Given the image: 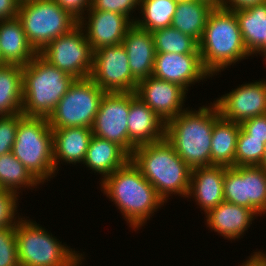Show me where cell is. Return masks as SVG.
<instances>
[{"label": "cell", "mask_w": 266, "mask_h": 266, "mask_svg": "<svg viewBox=\"0 0 266 266\" xmlns=\"http://www.w3.org/2000/svg\"><path fill=\"white\" fill-rule=\"evenodd\" d=\"M199 52L203 67L211 76L251 56L233 10L223 7L211 10L199 42Z\"/></svg>", "instance_id": "obj_4"}, {"label": "cell", "mask_w": 266, "mask_h": 266, "mask_svg": "<svg viewBox=\"0 0 266 266\" xmlns=\"http://www.w3.org/2000/svg\"><path fill=\"white\" fill-rule=\"evenodd\" d=\"M130 160L165 202L172 194L187 197L192 169L165 138L136 147Z\"/></svg>", "instance_id": "obj_3"}, {"label": "cell", "mask_w": 266, "mask_h": 266, "mask_svg": "<svg viewBox=\"0 0 266 266\" xmlns=\"http://www.w3.org/2000/svg\"><path fill=\"white\" fill-rule=\"evenodd\" d=\"M224 173L225 166L221 165L196 167L191 170L187 198L194 197L205 214L224 201Z\"/></svg>", "instance_id": "obj_19"}, {"label": "cell", "mask_w": 266, "mask_h": 266, "mask_svg": "<svg viewBox=\"0 0 266 266\" xmlns=\"http://www.w3.org/2000/svg\"><path fill=\"white\" fill-rule=\"evenodd\" d=\"M104 94L90 77L75 79L48 117L49 126L92 128Z\"/></svg>", "instance_id": "obj_9"}, {"label": "cell", "mask_w": 266, "mask_h": 266, "mask_svg": "<svg viewBox=\"0 0 266 266\" xmlns=\"http://www.w3.org/2000/svg\"><path fill=\"white\" fill-rule=\"evenodd\" d=\"M210 4L212 7H221L222 0H199Z\"/></svg>", "instance_id": "obj_42"}, {"label": "cell", "mask_w": 266, "mask_h": 266, "mask_svg": "<svg viewBox=\"0 0 266 266\" xmlns=\"http://www.w3.org/2000/svg\"><path fill=\"white\" fill-rule=\"evenodd\" d=\"M240 124L219 116L214 121L211 139V165L235 166V151Z\"/></svg>", "instance_id": "obj_25"}, {"label": "cell", "mask_w": 266, "mask_h": 266, "mask_svg": "<svg viewBox=\"0 0 266 266\" xmlns=\"http://www.w3.org/2000/svg\"><path fill=\"white\" fill-rule=\"evenodd\" d=\"M75 79L37 54L22 66V114L48 119Z\"/></svg>", "instance_id": "obj_5"}, {"label": "cell", "mask_w": 266, "mask_h": 266, "mask_svg": "<svg viewBox=\"0 0 266 266\" xmlns=\"http://www.w3.org/2000/svg\"><path fill=\"white\" fill-rule=\"evenodd\" d=\"M18 197L19 195L13 191L0 189V229L15 228L21 220L19 215L16 216Z\"/></svg>", "instance_id": "obj_33"}, {"label": "cell", "mask_w": 266, "mask_h": 266, "mask_svg": "<svg viewBox=\"0 0 266 266\" xmlns=\"http://www.w3.org/2000/svg\"><path fill=\"white\" fill-rule=\"evenodd\" d=\"M215 105L224 119L241 124L252 117L266 114V80L239 85L219 97Z\"/></svg>", "instance_id": "obj_14"}, {"label": "cell", "mask_w": 266, "mask_h": 266, "mask_svg": "<svg viewBox=\"0 0 266 266\" xmlns=\"http://www.w3.org/2000/svg\"><path fill=\"white\" fill-rule=\"evenodd\" d=\"M258 53L259 55L261 54L265 58L264 60L266 61V44Z\"/></svg>", "instance_id": "obj_44"}, {"label": "cell", "mask_w": 266, "mask_h": 266, "mask_svg": "<svg viewBox=\"0 0 266 266\" xmlns=\"http://www.w3.org/2000/svg\"><path fill=\"white\" fill-rule=\"evenodd\" d=\"M128 138L135 146L155 143L165 138L166 123L135 92H130Z\"/></svg>", "instance_id": "obj_18"}, {"label": "cell", "mask_w": 266, "mask_h": 266, "mask_svg": "<svg viewBox=\"0 0 266 266\" xmlns=\"http://www.w3.org/2000/svg\"><path fill=\"white\" fill-rule=\"evenodd\" d=\"M91 8L98 11L123 14L134 23L135 19L130 15H132L133 11L140 8V0H91Z\"/></svg>", "instance_id": "obj_36"}, {"label": "cell", "mask_w": 266, "mask_h": 266, "mask_svg": "<svg viewBox=\"0 0 266 266\" xmlns=\"http://www.w3.org/2000/svg\"><path fill=\"white\" fill-rule=\"evenodd\" d=\"M130 156L116 143L92 136L83 164L104 180L117 169L123 167Z\"/></svg>", "instance_id": "obj_24"}, {"label": "cell", "mask_w": 266, "mask_h": 266, "mask_svg": "<svg viewBox=\"0 0 266 266\" xmlns=\"http://www.w3.org/2000/svg\"><path fill=\"white\" fill-rule=\"evenodd\" d=\"M53 133V164L58 171L60 161L67 164L84 162V158L93 136L92 128L69 127L52 129Z\"/></svg>", "instance_id": "obj_22"}, {"label": "cell", "mask_w": 266, "mask_h": 266, "mask_svg": "<svg viewBox=\"0 0 266 266\" xmlns=\"http://www.w3.org/2000/svg\"><path fill=\"white\" fill-rule=\"evenodd\" d=\"M38 54L49 64L76 79L91 75L94 51L80 25L52 40Z\"/></svg>", "instance_id": "obj_10"}, {"label": "cell", "mask_w": 266, "mask_h": 266, "mask_svg": "<svg viewBox=\"0 0 266 266\" xmlns=\"http://www.w3.org/2000/svg\"><path fill=\"white\" fill-rule=\"evenodd\" d=\"M151 33L156 53L200 54L199 43L172 26Z\"/></svg>", "instance_id": "obj_31"}, {"label": "cell", "mask_w": 266, "mask_h": 266, "mask_svg": "<svg viewBox=\"0 0 266 266\" xmlns=\"http://www.w3.org/2000/svg\"><path fill=\"white\" fill-rule=\"evenodd\" d=\"M100 184L101 191L118 206L133 230L144 226L165 203L131 160L101 180Z\"/></svg>", "instance_id": "obj_1"}, {"label": "cell", "mask_w": 266, "mask_h": 266, "mask_svg": "<svg viewBox=\"0 0 266 266\" xmlns=\"http://www.w3.org/2000/svg\"><path fill=\"white\" fill-rule=\"evenodd\" d=\"M130 92H105L96 114L94 136L119 145L129 156L136 148L128 138Z\"/></svg>", "instance_id": "obj_12"}, {"label": "cell", "mask_w": 266, "mask_h": 266, "mask_svg": "<svg viewBox=\"0 0 266 266\" xmlns=\"http://www.w3.org/2000/svg\"><path fill=\"white\" fill-rule=\"evenodd\" d=\"M240 126L250 138L264 139L266 144V114L245 120Z\"/></svg>", "instance_id": "obj_37"}, {"label": "cell", "mask_w": 266, "mask_h": 266, "mask_svg": "<svg viewBox=\"0 0 266 266\" xmlns=\"http://www.w3.org/2000/svg\"><path fill=\"white\" fill-rule=\"evenodd\" d=\"M205 215L207 227L230 240L242 238L257 216L251 209L227 201L221 202Z\"/></svg>", "instance_id": "obj_21"}, {"label": "cell", "mask_w": 266, "mask_h": 266, "mask_svg": "<svg viewBox=\"0 0 266 266\" xmlns=\"http://www.w3.org/2000/svg\"><path fill=\"white\" fill-rule=\"evenodd\" d=\"M223 195L224 201L265 215L266 170L260 166H225Z\"/></svg>", "instance_id": "obj_11"}, {"label": "cell", "mask_w": 266, "mask_h": 266, "mask_svg": "<svg viewBox=\"0 0 266 266\" xmlns=\"http://www.w3.org/2000/svg\"><path fill=\"white\" fill-rule=\"evenodd\" d=\"M63 10L69 12L78 21L91 8V0H54ZM87 8V9H86Z\"/></svg>", "instance_id": "obj_38"}, {"label": "cell", "mask_w": 266, "mask_h": 266, "mask_svg": "<svg viewBox=\"0 0 266 266\" xmlns=\"http://www.w3.org/2000/svg\"><path fill=\"white\" fill-rule=\"evenodd\" d=\"M177 4L173 0H140V8L138 10L141 9L142 19L135 17L134 23L150 32L170 27Z\"/></svg>", "instance_id": "obj_29"}, {"label": "cell", "mask_w": 266, "mask_h": 266, "mask_svg": "<svg viewBox=\"0 0 266 266\" xmlns=\"http://www.w3.org/2000/svg\"><path fill=\"white\" fill-rule=\"evenodd\" d=\"M249 259L242 263L240 266H266V253L263 251L253 252Z\"/></svg>", "instance_id": "obj_41"}, {"label": "cell", "mask_w": 266, "mask_h": 266, "mask_svg": "<svg viewBox=\"0 0 266 266\" xmlns=\"http://www.w3.org/2000/svg\"><path fill=\"white\" fill-rule=\"evenodd\" d=\"M22 116V112L0 116V156L12 151L19 119Z\"/></svg>", "instance_id": "obj_35"}, {"label": "cell", "mask_w": 266, "mask_h": 266, "mask_svg": "<svg viewBox=\"0 0 266 266\" xmlns=\"http://www.w3.org/2000/svg\"><path fill=\"white\" fill-rule=\"evenodd\" d=\"M265 145L264 139L250 138L240 128L235 151V166H260Z\"/></svg>", "instance_id": "obj_32"}, {"label": "cell", "mask_w": 266, "mask_h": 266, "mask_svg": "<svg viewBox=\"0 0 266 266\" xmlns=\"http://www.w3.org/2000/svg\"><path fill=\"white\" fill-rule=\"evenodd\" d=\"M153 76L188 87L212 76L204 69L200 54L156 53Z\"/></svg>", "instance_id": "obj_17"}, {"label": "cell", "mask_w": 266, "mask_h": 266, "mask_svg": "<svg viewBox=\"0 0 266 266\" xmlns=\"http://www.w3.org/2000/svg\"><path fill=\"white\" fill-rule=\"evenodd\" d=\"M53 147V133L47 118L23 115L19 119L11 152L42 184L55 177Z\"/></svg>", "instance_id": "obj_6"}, {"label": "cell", "mask_w": 266, "mask_h": 266, "mask_svg": "<svg viewBox=\"0 0 266 266\" xmlns=\"http://www.w3.org/2000/svg\"><path fill=\"white\" fill-rule=\"evenodd\" d=\"M24 219V220H23ZM37 222L22 217L16 224L20 266H80L84 255L62 244Z\"/></svg>", "instance_id": "obj_7"}, {"label": "cell", "mask_w": 266, "mask_h": 266, "mask_svg": "<svg viewBox=\"0 0 266 266\" xmlns=\"http://www.w3.org/2000/svg\"><path fill=\"white\" fill-rule=\"evenodd\" d=\"M176 3H180V2H188V1H192V0H173Z\"/></svg>", "instance_id": "obj_45"}, {"label": "cell", "mask_w": 266, "mask_h": 266, "mask_svg": "<svg viewBox=\"0 0 266 266\" xmlns=\"http://www.w3.org/2000/svg\"><path fill=\"white\" fill-rule=\"evenodd\" d=\"M122 45L127 52L133 77L139 82L151 76L156 56L152 33L134 23L128 29Z\"/></svg>", "instance_id": "obj_20"}, {"label": "cell", "mask_w": 266, "mask_h": 266, "mask_svg": "<svg viewBox=\"0 0 266 266\" xmlns=\"http://www.w3.org/2000/svg\"><path fill=\"white\" fill-rule=\"evenodd\" d=\"M263 3H266V0H222L221 7L233 11H238Z\"/></svg>", "instance_id": "obj_40"}, {"label": "cell", "mask_w": 266, "mask_h": 266, "mask_svg": "<svg viewBox=\"0 0 266 266\" xmlns=\"http://www.w3.org/2000/svg\"><path fill=\"white\" fill-rule=\"evenodd\" d=\"M19 0H0V21L17 18Z\"/></svg>", "instance_id": "obj_39"}, {"label": "cell", "mask_w": 266, "mask_h": 266, "mask_svg": "<svg viewBox=\"0 0 266 266\" xmlns=\"http://www.w3.org/2000/svg\"><path fill=\"white\" fill-rule=\"evenodd\" d=\"M29 44L39 53L52 40L70 32L78 25L69 12L54 0L20 2L17 14Z\"/></svg>", "instance_id": "obj_8"}, {"label": "cell", "mask_w": 266, "mask_h": 266, "mask_svg": "<svg viewBox=\"0 0 266 266\" xmlns=\"http://www.w3.org/2000/svg\"><path fill=\"white\" fill-rule=\"evenodd\" d=\"M260 167H263L266 170V145H265V151L262 157V161L260 163Z\"/></svg>", "instance_id": "obj_43"}, {"label": "cell", "mask_w": 266, "mask_h": 266, "mask_svg": "<svg viewBox=\"0 0 266 266\" xmlns=\"http://www.w3.org/2000/svg\"><path fill=\"white\" fill-rule=\"evenodd\" d=\"M213 8L210 4L199 0L180 2L177 4L171 26L199 43Z\"/></svg>", "instance_id": "obj_27"}, {"label": "cell", "mask_w": 266, "mask_h": 266, "mask_svg": "<svg viewBox=\"0 0 266 266\" xmlns=\"http://www.w3.org/2000/svg\"><path fill=\"white\" fill-rule=\"evenodd\" d=\"M22 66L0 65V116L22 112Z\"/></svg>", "instance_id": "obj_28"}, {"label": "cell", "mask_w": 266, "mask_h": 266, "mask_svg": "<svg viewBox=\"0 0 266 266\" xmlns=\"http://www.w3.org/2000/svg\"><path fill=\"white\" fill-rule=\"evenodd\" d=\"M86 12L88 17L83 16L78 25L83 28L93 51L104 46L122 44L128 29L134 24L127 16L116 12L98 11L92 8Z\"/></svg>", "instance_id": "obj_16"}, {"label": "cell", "mask_w": 266, "mask_h": 266, "mask_svg": "<svg viewBox=\"0 0 266 266\" xmlns=\"http://www.w3.org/2000/svg\"><path fill=\"white\" fill-rule=\"evenodd\" d=\"M234 13L248 53L257 54L266 44V3Z\"/></svg>", "instance_id": "obj_26"}, {"label": "cell", "mask_w": 266, "mask_h": 266, "mask_svg": "<svg viewBox=\"0 0 266 266\" xmlns=\"http://www.w3.org/2000/svg\"><path fill=\"white\" fill-rule=\"evenodd\" d=\"M1 65H27L38 53L29 44L18 18L0 21Z\"/></svg>", "instance_id": "obj_23"}, {"label": "cell", "mask_w": 266, "mask_h": 266, "mask_svg": "<svg viewBox=\"0 0 266 266\" xmlns=\"http://www.w3.org/2000/svg\"><path fill=\"white\" fill-rule=\"evenodd\" d=\"M219 116L211 102L197 111L187 108L166 122L165 139L191 169L211 166L212 129Z\"/></svg>", "instance_id": "obj_2"}, {"label": "cell", "mask_w": 266, "mask_h": 266, "mask_svg": "<svg viewBox=\"0 0 266 266\" xmlns=\"http://www.w3.org/2000/svg\"><path fill=\"white\" fill-rule=\"evenodd\" d=\"M39 184L41 183L12 152L0 156V189L10 190L19 194V188H37Z\"/></svg>", "instance_id": "obj_30"}, {"label": "cell", "mask_w": 266, "mask_h": 266, "mask_svg": "<svg viewBox=\"0 0 266 266\" xmlns=\"http://www.w3.org/2000/svg\"><path fill=\"white\" fill-rule=\"evenodd\" d=\"M90 78L105 92H135L138 84L131 74L128 55L122 44L94 51Z\"/></svg>", "instance_id": "obj_13"}, {"label": "cell", "mask_w": 266, "mask_h": 266, "mask_svg": "<svg viewBox=\"0 0 266 266\" xmlns=\"http://www.w3.org/2000/svg\"><path fill=\"white\" fill-rule=\"evenodd\" d=\"M135 93L165 123L187 109L183 107L186 90L153 75L139 81Z\"/></svg>", "instance_id": "obj_15"}, {"label": "cell", "mask_w": 266, "mask_h": 266, "mask_svg": "<svg viewBox=\"0 0 266 266\" xmlns=\"http://www.w3.org/2000/svg\"><path fill=\"white\" fill-rule=\"evenodd\" d=\"M0 266H20L15 228L0 229Z\"/></svg>", "instance_id": "obj_34"}]
</instances>
